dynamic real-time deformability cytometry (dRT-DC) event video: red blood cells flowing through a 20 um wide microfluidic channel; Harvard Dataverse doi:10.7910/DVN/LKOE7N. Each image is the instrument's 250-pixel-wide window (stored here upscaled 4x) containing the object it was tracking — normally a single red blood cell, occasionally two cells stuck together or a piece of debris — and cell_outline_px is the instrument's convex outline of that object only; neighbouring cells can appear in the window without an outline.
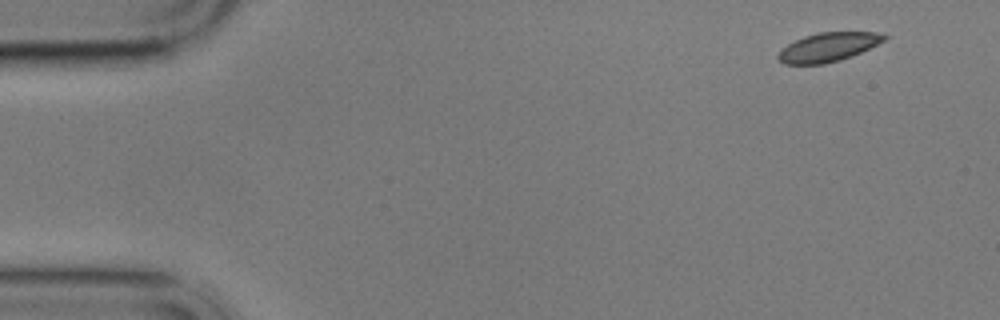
{"species": "common noctule bat (a hibernating species)", "species_latin": "Nyctalus noctula", "temperature_condition": "cold", "stored_images_in_passage": 9, "camera_frame_rate_fps": 3000, "um_per_image_px": 0.085, "animal": {"sex": "male", "body_mass_g": 17.9}, "frame": {"image": 1, "passage_image": 1, "time_ms": 0.0, "image_size_px": [1000, 320], "cell_outline_px": [[888, 36], [884, 40], [852, 56], [840, 60], [824, 64], [784, 64], [776, 56], [780, 48], [804, 36], [816, 32], [876, 32]], "centroid_in_image_um": [70.34, 4.0], "position_along_channel_um": 14.7, "area_um2": 17.8}}
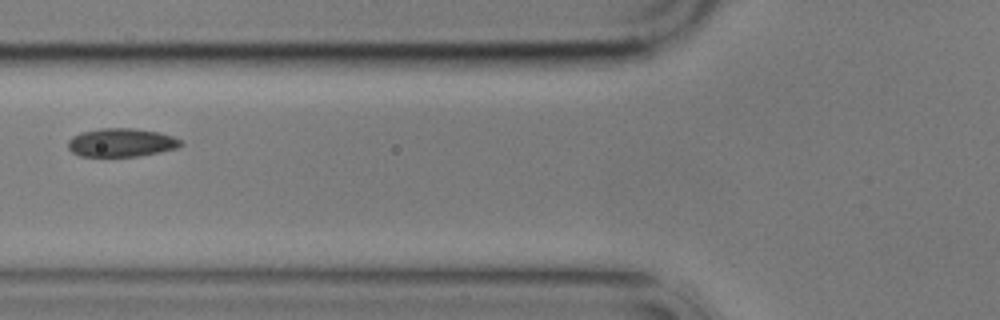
{"frame": {"image": 2, "passage_image": 6, "time_ms": 6.0, "image_size_px": [1000, 320], "cell_outline_px": [[184, 144], [180, 148], [140, 156], [80, 156], [72, 152], [68, 148], [68, 140], [72, 136], [80, 132], [100, 128], [132, 128], [160, 132], [172, 136], [180, 140]], "centroid_in_image_um": [10.33, 12.11], "position_along_channel_um": 115.5, "area_um2": 18.9}}
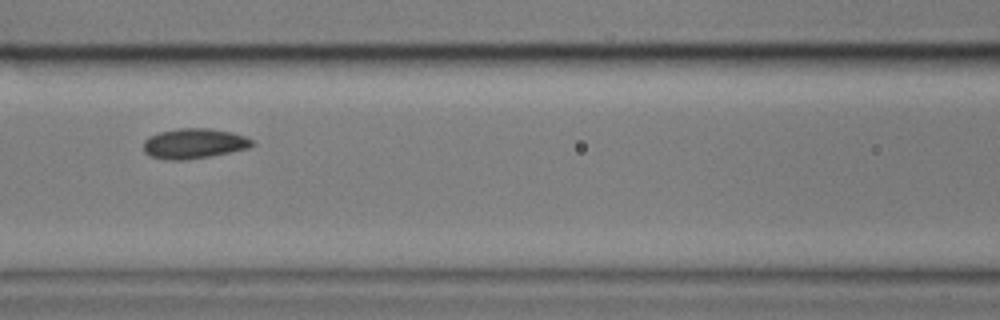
{"frame": {"image": 3, "passage_image": 7, "time_ms": 7.0, "image_size_px": [1000, 320], "cell_outline_px": [[256, 144], [248, 148], [208, 156], [184, 160], [168, 160], [152, 156], [144, 152], [144, 140], [148, 136], [160, 132], [180, 128], [208, 128], [232, 132], [244, 136], [252, 140]], "centroid_in_image_um": [16.48, 12.19], "position_along_channel_um": 150.1, "area_um2": 18.9}}